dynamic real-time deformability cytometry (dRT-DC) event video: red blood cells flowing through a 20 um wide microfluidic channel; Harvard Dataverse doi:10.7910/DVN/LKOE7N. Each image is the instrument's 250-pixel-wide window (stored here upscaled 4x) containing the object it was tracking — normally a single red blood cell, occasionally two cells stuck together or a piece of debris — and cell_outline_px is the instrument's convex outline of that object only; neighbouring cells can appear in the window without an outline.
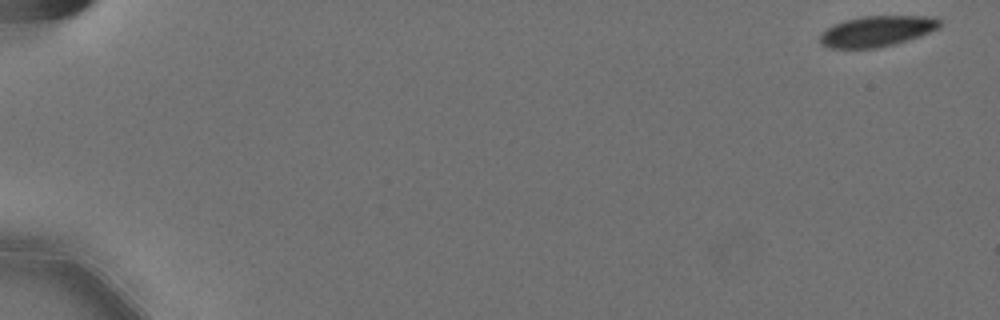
{"species": "Egyptian fruit bat (a non-hibernating species)", "species_latin": "Rousettus aegyptiacus", "temperature_condition": "cold", "stored_images_in_passage": 57, "camera_frame_rate_fps": 3000, "um_per_image_px": 0.085, "animal": {"sex": "female"}, "frame": {"image": 1, "passage_image": 1, "time_ms": 0.0, "image_size_px": [1000, 320], "cell_outline_px": [[940, 28], [920, 36], [908, 40], [876, 48], [828, 48], [820, 44], [820, 36], [828, 28], [844, 20], [864, 16], [932, 16], [940, 20]], "centroid_in_image_um": [74.56, 2.65], "position_along_channel_um": 10.4, "area_um2": 21.27}}
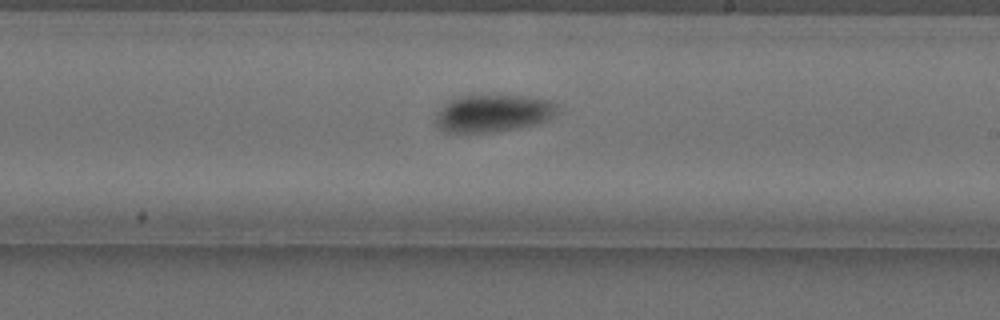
{"frame": {"image": 2, "passage_image": 35, "time_ms": 11.333, "image_size_px": [1000, 320], "cell_outline_px": [[556, 112], [552, 116], [536, 124], [516, 128], [492, 132], [444, 132], [436, 124], [436, 112], [440, 108], [452, 100], [460, 96], [524, 96], [548, 100], [556, 104]], "centroid_in_image_um": [41.87, 9.64], "position_along_channel_um": 247.1, "area_um2": 25.95}}
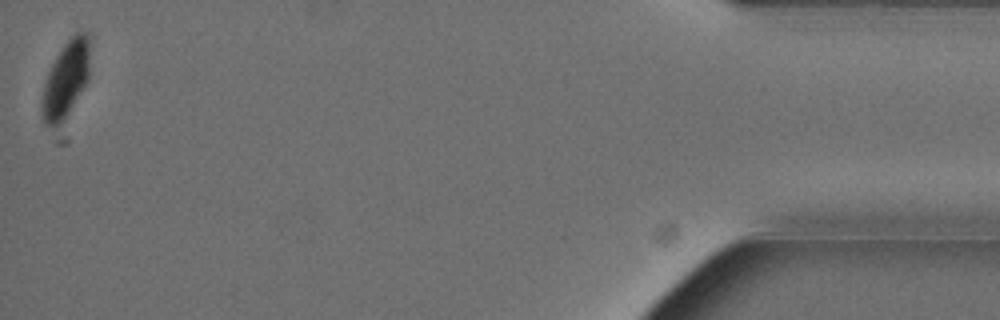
{"frame": {"image": 3, "passage_image": 57, "time_ms": 18.667, "image_size_px": [1000, 320], "cell_outline_px": [[88, 80], [68, 112], [60, 124], [52, 128], [48, 128], [44, 120], [40, 108], [40, 104], [44, 84], [48, 72], [56, 56], [64, 44], [76, 32], [84, 32], [88, 36]], "centroid_in_image_um": [5.55, 6.78], "position_along_channel_um": 429.7, "area_um2": 20.87}, "authors_computed_cell_mechanics": {"area_um2": 24.4494, "velocity_mm_per_s": 3.5647, "shape_relaxation_time_tau1_ms": 3.9376, "shape_relaxation_time_tau2_ms": null, "deformation_change_tau1": 0.0907, "deformation_change_tau2": null}}